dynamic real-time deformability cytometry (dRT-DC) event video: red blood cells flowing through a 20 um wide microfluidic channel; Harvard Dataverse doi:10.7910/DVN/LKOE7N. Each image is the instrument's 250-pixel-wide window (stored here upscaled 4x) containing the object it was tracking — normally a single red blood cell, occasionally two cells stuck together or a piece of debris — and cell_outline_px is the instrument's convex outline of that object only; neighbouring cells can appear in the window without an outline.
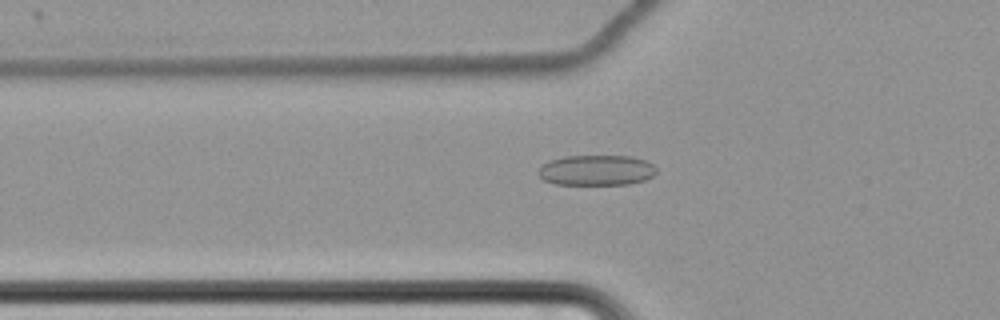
{"species": "common noctule bat (a hibernating species)", "species_latin": "Nyctalus noctula", "temperature_condition": "cold", "stored_images_in_passage": 63, "camera_frame_rate_fps": 3000, "um_per_image_px": 0.085, "animal": {"sex": "female", "body_mass_g": 22.7, "forearm_length_mm": 54.2}, "frame": {"image": 1, "passage_image": 24, "time_ms": 7.667, "image_size_px": [1000, 320], "cell_outline_px": [[656, 172], [652, 176], [644, 180], [628, 184], [556, 184], [544, 180], [536, 172], [540, 164], [548, 160], [564, 156], [632, 156], [644, 160], [652, 164], [656, 168]], "centroid_in_image_um": [50.64, 14.46], "position_along_channel_um": 75.2, "area_um2": 21.04}}
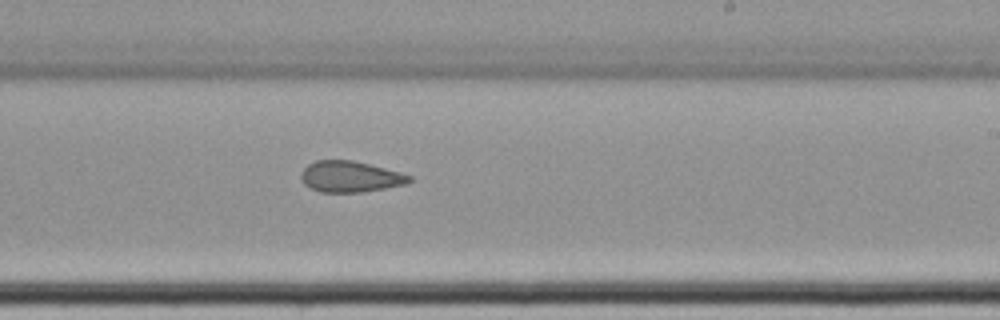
{"frame": {"image": 2, "passage_image": 40, "time_ms": 13.0, "image_size_px": [1000, 320], "cell_outline_px": [[412, 180], [408, 184], [360, 192], [320, 192], [304, 184], [300, 176], [304, 168], [308, 164], [316, 160], [352, 160], [400, 172], [412, 176]], "centroid_in_image_um": [29.77, 15.01], "position_along_channel_um": 259.2, "area_um2": 19.48}}
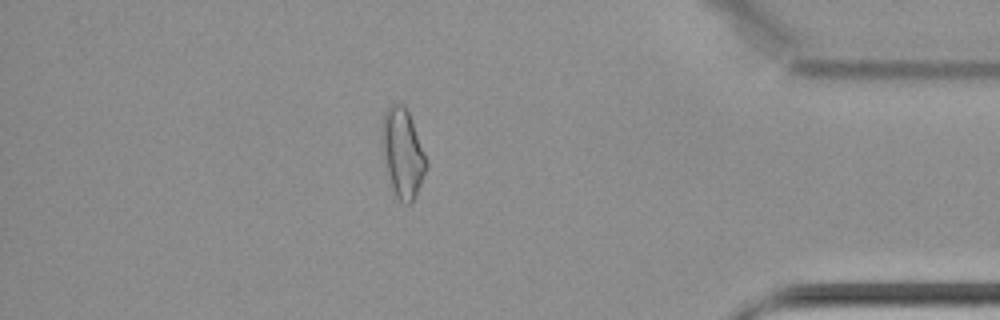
{"frame": {"image": 3, "passage_image": 55, "time_ms": 18.0, "image_size_px": [1000, 320], "cell_outline_px": [[428, 164], [416, 196], [408, 204], [404, 204], [396, 196], [392, 188], [380, 152], [380, 128], [384, 112], [392, 104], [404, 104], [408, 112], [428, 160]], "centroid_in_image_um": [34.18, 12.99], "position_along_channel_um": 401.0, "area_um2": 23.41}, "authors_computed_cell_mechanics": {"area_um2": 22.4264, "velocity_mm_per_s": 3.4699, "shape_relaxation_time_tau1_ms": null, "shape_relaxation_time_tau2_ms": 2.0244, "deformation_change_tau1": null, "deformation_change_tau2": 0.0841}}